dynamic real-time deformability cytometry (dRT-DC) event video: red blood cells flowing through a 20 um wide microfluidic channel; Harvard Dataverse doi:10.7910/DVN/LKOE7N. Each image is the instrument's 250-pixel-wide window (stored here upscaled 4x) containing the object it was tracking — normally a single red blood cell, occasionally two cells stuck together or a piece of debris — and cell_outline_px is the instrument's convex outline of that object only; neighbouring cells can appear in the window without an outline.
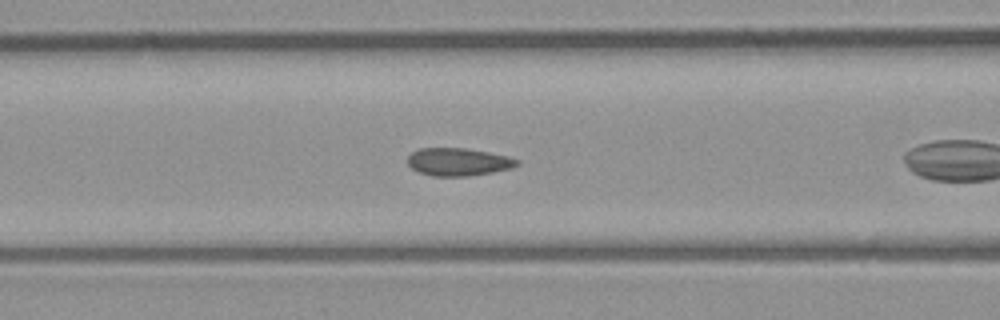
{"species": "common noctule bat (a hibernating species)", "species_latin": "Nyctalus noctula", "temperature_condition": "room temperature", "stored_images_in_passage": 39, "camera_frame_rate_fps": 3000, "um_per_image_px": 0.085, "animal": {"sex": "male", "body_mass_g": 23.1, "forearm_length_mm": 52.7}, "frame": {"image": 1, "passage_image": 8, "time_ms": 2.333, "image_size_px": [1000, 320], "cell_outline_px": [[520, 164], [512, 168], [492, 172], [468, 176], [432, 176], [420, 172], [412, 168], [408, 164], [408, 156], [412, 152], [420, 148], [464, 148], [488, 152], [508, 156], [520, 160]], "centroid_in_image_um": [38.98, 13.76], "position_along_channel_um": 127.6, "area_um2": 17.69}}
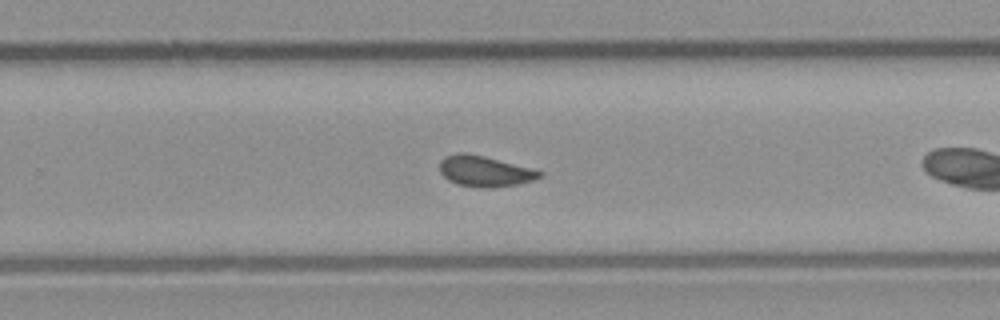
{"frame": {"image": 2, "passage_image": 20, "time_ms": 6.333, "image_size_px": [1000, 320], "cell_outline_px": [[544, 176], [532, 180], [516, 184], [492, 188], [484, 188], [456, 184], [448, 180], [440, 172], [440, 160], [444, 156], [456, 152], [464, 152], [484, 156], [532, 168], [544, 172]], "centroid_in_image_um": [41.19, 14.54], "position_along_channel_um": 288.6, "area_um2": 18.03}}
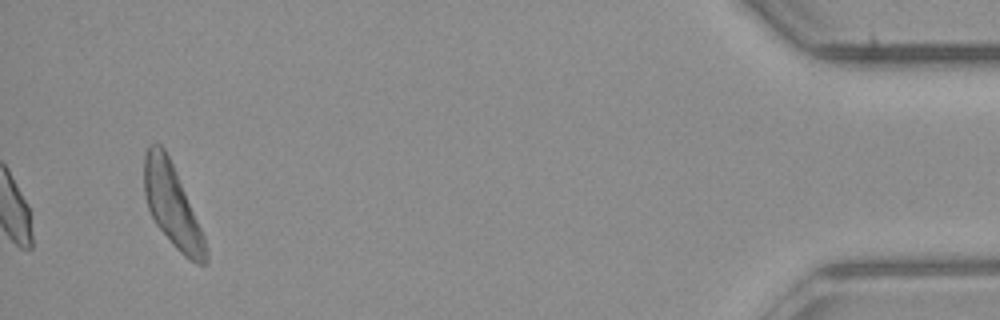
{"frame": {"image": 3, "passage_image": 39, "time_ms": 12.667, "image_size_px": [1000, 320], "cell_outline_px": [[208, 264], [196, 264], [184, 256], [172, 244], [156, 224], [148, 208], [144, 196], [144, 152], [148, 144], [160, 144], [164, 148], [172, 164], [204, 236], [208, 248]], "centroid_in_image_um": [14.62, 17.49], "position_along_channel_um": 420.6, "area_um2": 29.25}, "authors_computed_cell_mechanics": {"area_um2": 17.629, "velocity_mm_per_s": 4.0138, "shape_relaxation_time_tau1_ms": 9.8625, "shape_relaxation_time_tau2_ms": null, "deformation_change_tau1": 0.1233, "deformation_change_tau2": null}}